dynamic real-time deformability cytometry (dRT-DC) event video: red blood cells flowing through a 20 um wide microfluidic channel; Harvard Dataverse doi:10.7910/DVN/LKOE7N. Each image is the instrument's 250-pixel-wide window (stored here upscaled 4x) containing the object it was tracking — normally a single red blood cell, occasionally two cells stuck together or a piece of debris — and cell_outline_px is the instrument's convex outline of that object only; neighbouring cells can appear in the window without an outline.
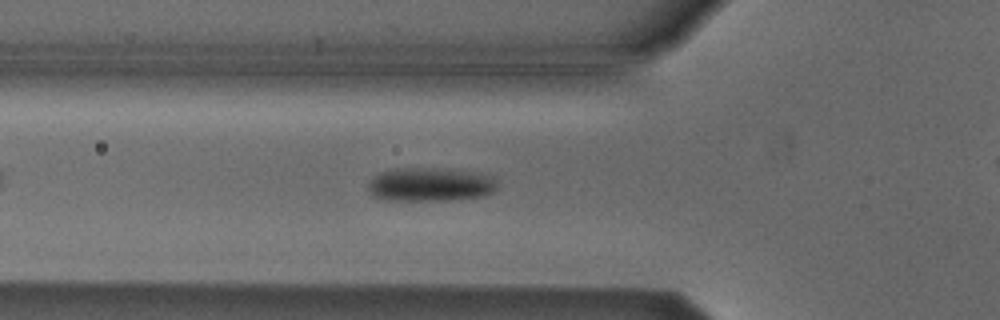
{"species": "Egyptian fruit bat (a non-hibernating species)", "species_latin": "Rousettus aegyptiacus", "temperature_condition": "cold", "stored_images_in_passage": 30, "camera_frame_rate_fps": 3000, "um_per_image_px": 0.085, "animal": {"sex": "male"}, "frame": {"image": 1, "passage_image": 9, "time_ms": 2.667, "image_size_px": [1000, 320], "cell_outline_px": [[496, 188], [492, 192], [484, 196], [452, 200], [384, 200], [372, 196], [368, 188], [368, 180], [380, 172], [396, 168], [432, 168], [472, 172], [492, 176], [496, 180]], "centroid_in_image_um": [36.52, 15.69], "position_along_channel_um": 89.3, "area_um2": 25.43}}
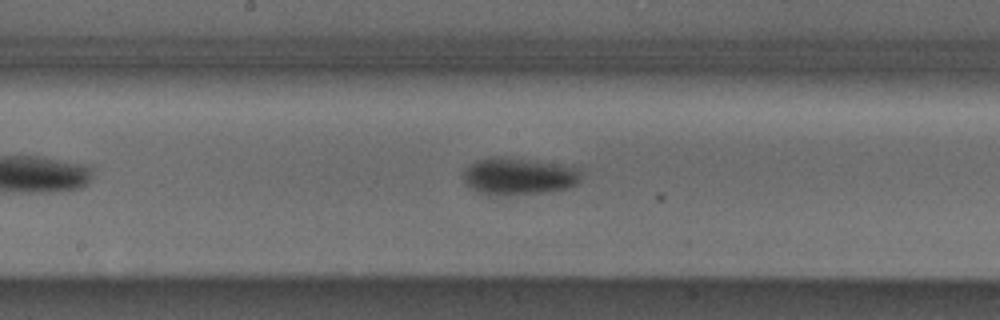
{"frame": {"image": 2, "passage_image": 18, "time_ms": 5.667, "image_size_px": [1000, 320], "cell_outline_px": [[580, 180], [576, 184], [568, 188], [540, 192], [496, 196], [480, 192], [472, 188], [464, 180], [464, 168], [476, 160], [492, 156], [496, 156], [528, 160], [580, 168]], "centroid_in_image_um": [44.05, 14.98], "position_along_channel_um": 204.1, "area_um2": 25.03}}
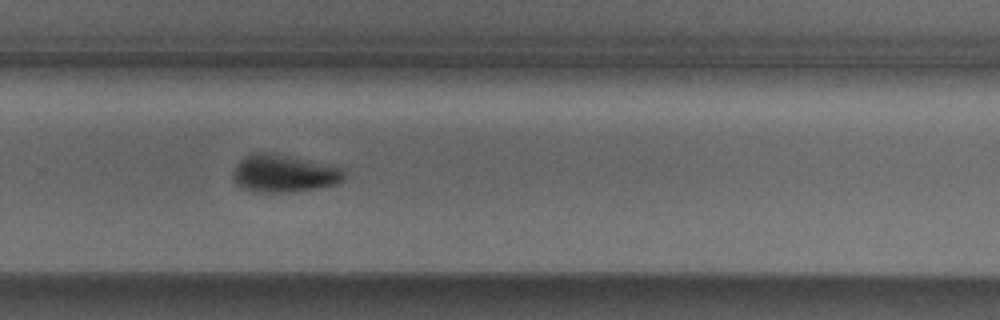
{"frame": {"image": 3, "passage_image": 26, "time_ms": 8.333, "image_size_px": [1000, 320], "cell_outline_px": [[344, 180], [336, 184], [316, 188], [292, 192], [252, 192], [240, 188], [236, 184], [232, 176], [232, 172], [236, 164], [244, 156], [252, 152], [276, 152], [340, 168], [344, 172]], "centroid_in_image_um": [24.05, 14.74], "position_along_channel_um": 305.8, "area_um2": 24.62}}